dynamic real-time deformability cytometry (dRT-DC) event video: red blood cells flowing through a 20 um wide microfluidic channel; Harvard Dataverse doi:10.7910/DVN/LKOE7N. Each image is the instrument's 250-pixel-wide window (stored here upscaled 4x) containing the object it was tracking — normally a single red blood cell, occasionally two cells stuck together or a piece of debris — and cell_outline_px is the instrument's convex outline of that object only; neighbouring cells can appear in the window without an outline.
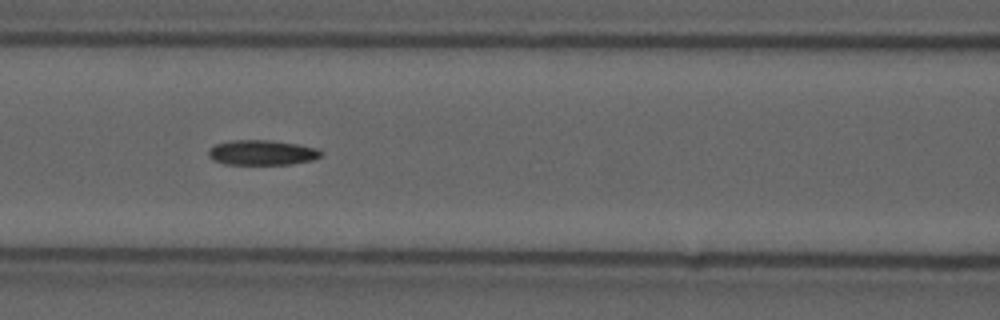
{"species": "common noctule bat (a hibernating species)", "species_latin": "Nyctalus noctula", "temperature_condition": "cold", "stored_images_in_passage": 7, "camera_frame_rate_fps": 3000, "um_per_image_px": 0.085, "animal": {"sex": "male", "forearm_length_mm": 52.5}, "frame": {"image": 1, "passage_image": 6, "time_ms": 1.667, "image_size_px": [1000, 320], "cell_outline_px": [[324, 156], [312, 160], [292, 164], [224, 164], [212, 160], [208, 156], [208, 148], [216, 144], [232, 140], [268, 140], [296, 144], [316, 148], [324, 152]], "centroid_in_image_um": [22.27, 12.97], "position_along_channel_um": 144.3, "area_um2": 16.53}}
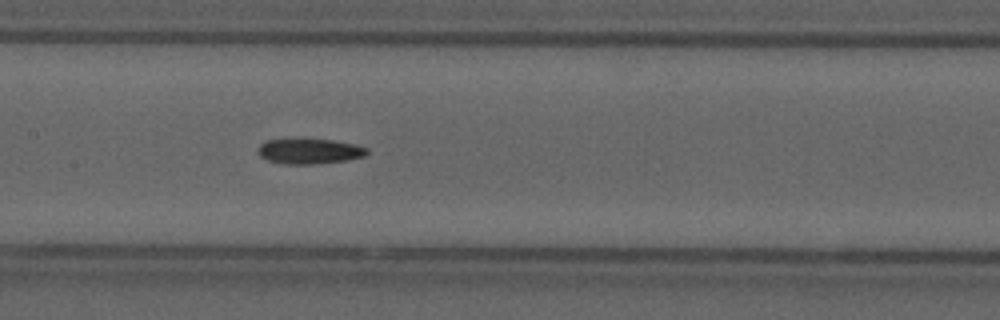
{"frame": {"image": 2, "passage_image": 7, "time_ms": 2.0, "image_size_px": [1000, 320], "cell_outline_px": [[368, 152], [364, 156], [348, 160], [316, 164], [284, 164], [268, 160], [260, 156], [260, 144], [268, 140], [332, 140], [356, 144], [368, 148]], "centroid_in_image_um": [26.37, 12.87], "position_along_channel_um": 181.0, "area_um2": 15.72}}